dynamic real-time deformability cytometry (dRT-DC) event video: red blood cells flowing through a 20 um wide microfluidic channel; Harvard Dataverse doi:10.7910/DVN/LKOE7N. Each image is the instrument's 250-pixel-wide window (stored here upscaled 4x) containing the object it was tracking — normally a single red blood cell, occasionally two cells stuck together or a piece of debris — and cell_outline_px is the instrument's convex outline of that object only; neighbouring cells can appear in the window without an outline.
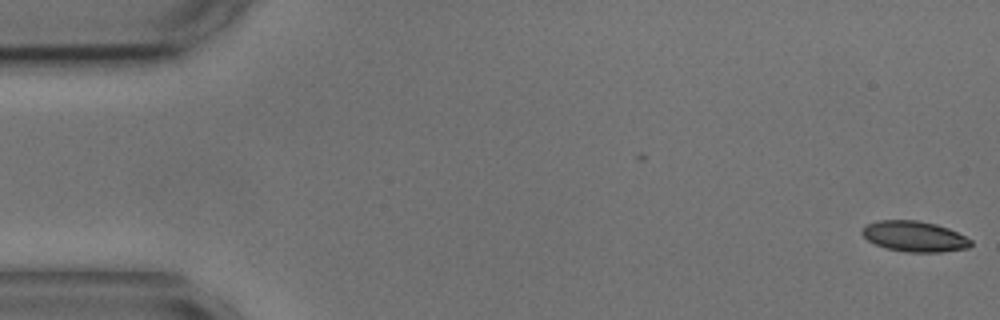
{"species": "common noctule bat (a hibernating species)", "species_latin": "Nyctalus noctula", "temperature_condition": "cold", "stored_images_in_passage": 2, "camera_frame_rate_fps": 3000, "um_per_image_px": 0.085, "animal": {"sex": "male", "body_mass_g": 17.9, "forearm_length_mm": 54.2}, "frame": {"image": 1, "passage_image": 2, "time_ms": 0.333, "image_size_px": [1000, 320], "cell_outline_px": [[972, 244], [968, 248], [940, 252], [908, 252], [884, 248], [868, 240], [860, 232], [868, 224], [880, 220], [916, 220], [936, 224], [948, 228], [972, 240]], "centroid_in_image_um": [77.73, 20.1], "position_along_channel_um": 7.3, "area_um2": 19.25}}